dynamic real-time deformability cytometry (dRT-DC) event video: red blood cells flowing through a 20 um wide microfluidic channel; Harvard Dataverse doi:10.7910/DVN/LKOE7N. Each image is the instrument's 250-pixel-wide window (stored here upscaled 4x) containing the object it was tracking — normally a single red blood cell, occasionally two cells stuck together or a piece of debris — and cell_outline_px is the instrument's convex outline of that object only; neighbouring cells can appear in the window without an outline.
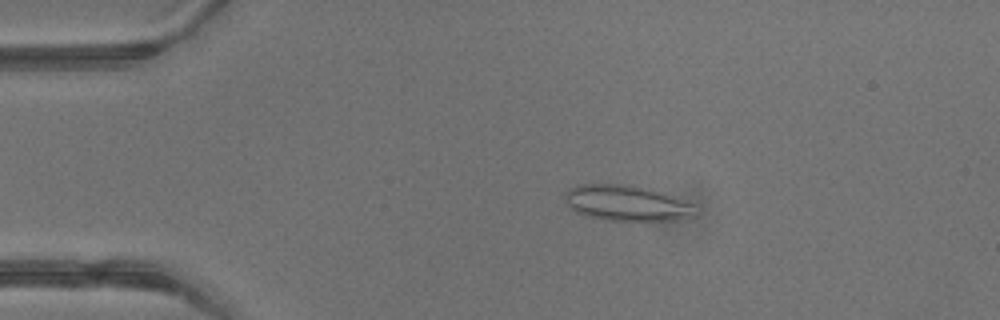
{"species": "common noctule bat (a hibernating species)", "species_latin": "Nyctalus noctula", "temperature_condition": "warm", "stored_images_in_passage": 3, "camera_frame_rate_fps": 3000, "um_per_image_px": 0.085, "animal": {"sex": "male", "body_mass_g": 13.3}, "frame": {"image": 1, "passage_image": 2, "time_ms": 0.333, "image_size_px": [1000, 320], "cell_outline_px": [[696, 216], [676, 220], [608, 220], [588, 216], [576, 212], [564, 200], [564, 192], [568, 188], [576, 184], [620, 184], [664, 192], [684, 200], [692, 204]], "centroid_in_image_um": [53.23, 17.26], "position_along_channel_um": 31.8, "area_um2": 26.93}}